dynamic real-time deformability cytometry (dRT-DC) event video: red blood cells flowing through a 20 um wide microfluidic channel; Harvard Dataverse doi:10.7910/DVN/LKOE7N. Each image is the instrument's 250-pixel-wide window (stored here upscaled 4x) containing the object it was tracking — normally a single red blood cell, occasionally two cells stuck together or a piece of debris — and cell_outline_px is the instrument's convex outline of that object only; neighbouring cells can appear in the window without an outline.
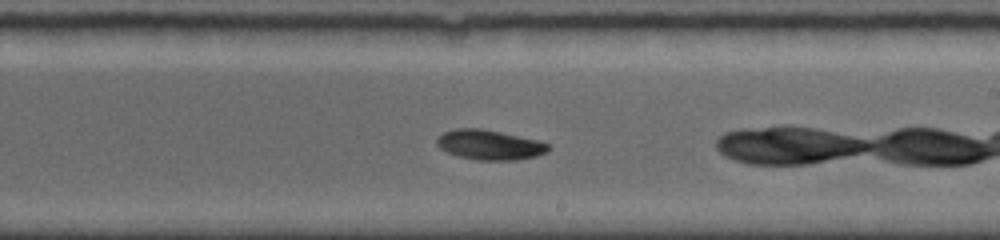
{"species": "common noctule bat (a hibernating species)", "species_latin": "Nyctalus noctula", "temperature_condition": "room temperature", "stored_images_in_passage": 14, "camera_frame_rate_fps": 5000, "um_per_image_px": 0.085, "animal": {"sex": "female", "body_mass_g": 19.0, "forearm_length_mm": 56.7}, "frame": {"image": 1, "passage_image": 7, "time_ms": 4.4, "image_size_px": [1000, 240], "cell_outline_px": [[548, 152], [536, 156], [516, 160], [480, 160], [460, 156], [448, 152], [440, 148], [436, 144], [436, 140], [444, 132], [456, 128], [480, 128], [500, 132], [536, 140], [548, 144]], "centroid_in_image_um": [41.6, 12.31], "position_along_channel_um": 247.4, "area_um2": 19.07}}